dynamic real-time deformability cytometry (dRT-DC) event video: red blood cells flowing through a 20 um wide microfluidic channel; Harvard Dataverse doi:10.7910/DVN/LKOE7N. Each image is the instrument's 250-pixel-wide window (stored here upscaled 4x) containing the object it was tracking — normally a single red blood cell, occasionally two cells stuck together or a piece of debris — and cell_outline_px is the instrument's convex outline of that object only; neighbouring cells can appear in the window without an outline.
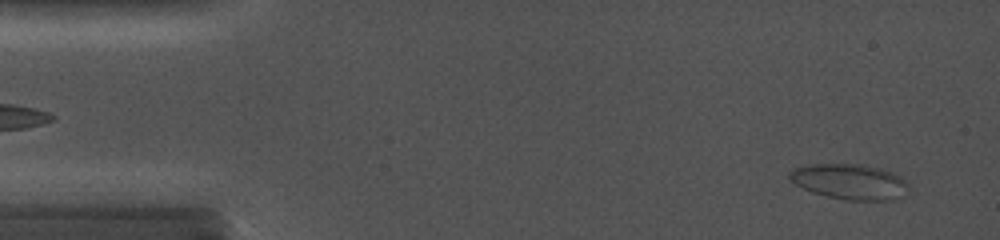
{"species": "common noctule bat (a hibernating species)", "species_latin": "Nyctalus noctula", "temperature_condition": "cold", "stored_images_in_passage": 55, "camera_frame_rate_fps": 5000, "um_per_image_px": 0.085, "animal": {"sex": "female", "body_mass_g": 19.0, "forearm_length_mm": 56.7}, "frame": {"image": 1, "passage_image": 3, "time_ms": 0.8, "image_size_px": [1000, 240], "cell_outline_px": [[908, 188], [904, 196], [892, 200], [844, 200], [812, 192], [796, 184], [788, 176], [788, 172], [792, 168], [808, 164], [860, 164], [880, 168], [892, 172], [900, 176], [908, 184]], "centroid_in_image_um": [72.23, 15.44], "position_along_channel_um": 12.8, "area_um2": 24.62}}
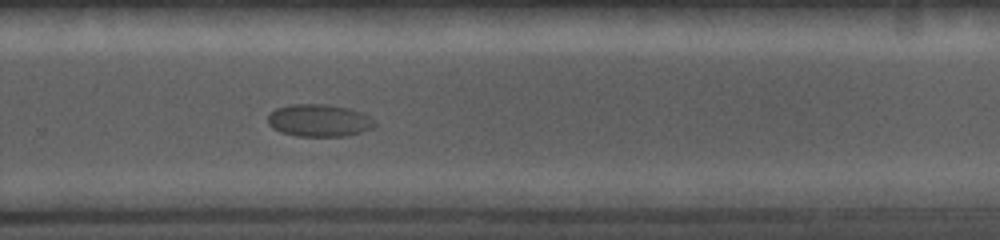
{"frame": {"image": 2, "passage_image": 38, "time_ms": 11.8, "image_size_px": [1000, 240], "cell_outline_px": [[376, 124], [372, 128], [360, 132], [344, 136], [296, 136], [280, 132], [272, 128], [268, 124], [268, 116], [276, 108], [288, 104], [324, 104], [348, 108], [360, 112], [368, 116]], "centroid_in_image_um": [27.07, 10.24], "position_along_channel_um": 302.7, "area_um2": 20.06}}
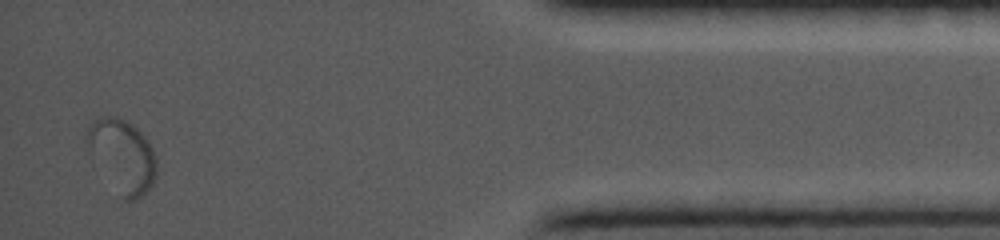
{"frame": {"image": 3, "passage_image": 52, "time_ms": 16.4, "image_size_px": [1000, 240], "cell_outline_px": [[156, 172], [152, 184], [136, 200], [128, 204], [124, 200], [88, 148], [84, 136], [88, 128], [100, 116], [116, 116], [132, 124], [148, 140], [152, 148], [156, 160]], "centroid_in_image_um": [10.42, 13.22], "position_along_channel_um": 424.8, "area_um2": 28.67}}